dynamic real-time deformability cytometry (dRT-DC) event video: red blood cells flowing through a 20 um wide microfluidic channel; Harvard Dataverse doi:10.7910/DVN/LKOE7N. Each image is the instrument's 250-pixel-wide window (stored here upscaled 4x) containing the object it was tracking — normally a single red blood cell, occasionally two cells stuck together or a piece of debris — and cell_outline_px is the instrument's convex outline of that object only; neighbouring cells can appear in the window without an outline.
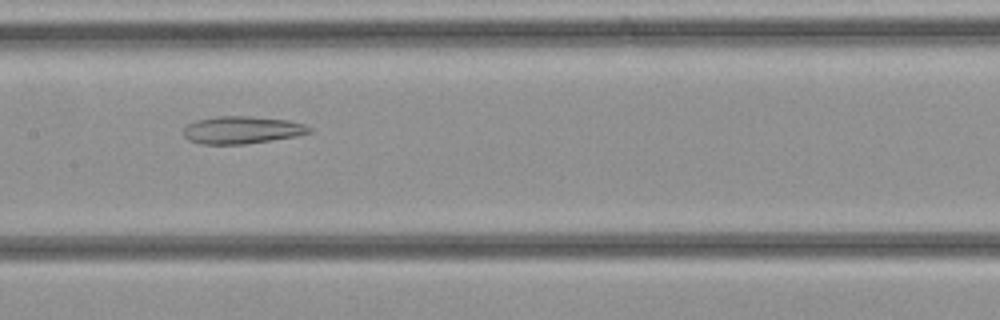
{"species": "common noctule bat (a hibernating species)", "species_latin": "Nyctalus noctula", "temperature_condition": "cold", "stored_images_in_passage": 30, "camera_frame_rate_fps": 3000, "um_per_image_px": 0.085, "animal": {"sex": "female", "body_mass_g": 21.9}, "frame": {"image": 1, "passage_image": 16, "time_ms": 5.0, "image_size_px": [1000, 320], "cell_outline_px": [[312, 132], [300, 136], [244, 144], [200, 144], [188, 140], [184, 136], [184, 128], [188, 124], [196, 120], [216, 116], [252, 116], [288, 120], [304, 124], [312, 128]], "centroid_in_image_um": [20.59, 11.05], "position_along_channel_um": 186.8, "area_um2": 20.35}}
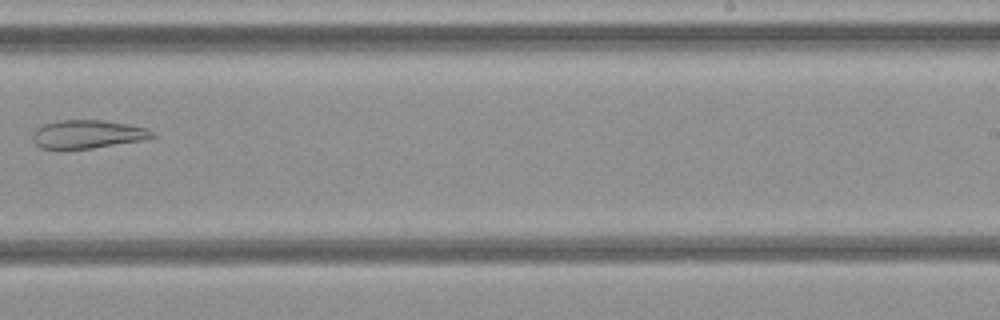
{"frame": {"image": 2, "passage_image": 21, "time_ms": 6.667, "image_size_px": [1000, 320], "cell_outline_px": [[156, 136], [144, 140], [92, 148], [60, 152], [40, 148], [32, 140], [32, 132], [36, 128], [44, 124], [56, 120], [100, 120], [128, 124], [148, 128], [156, 132]], "centroid_in_image_um": [7.39, 11.44], "position_along_channel_um": 281.6, "area_um2": 20.58}}
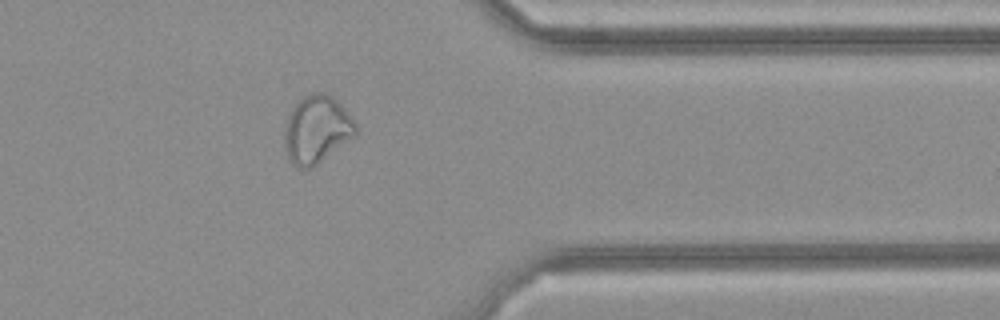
{"frame": {"image": 3, "passage_image": 27, "time_ms": 8.667, "image_size_px": [1000, 320], "cell_outline_px": [[356, 136], [312, 168], [296, 168], [292, 164], [284, 148], [284, 124], [292, 108], [304, 96], [316, 92], [324, 92], [332, 96], [344, 108], [356, 124]], "centroid_in_image_um": [26.9, 11.03], "position_along_channel_um": 384.5, "area_um2": 28.21}}